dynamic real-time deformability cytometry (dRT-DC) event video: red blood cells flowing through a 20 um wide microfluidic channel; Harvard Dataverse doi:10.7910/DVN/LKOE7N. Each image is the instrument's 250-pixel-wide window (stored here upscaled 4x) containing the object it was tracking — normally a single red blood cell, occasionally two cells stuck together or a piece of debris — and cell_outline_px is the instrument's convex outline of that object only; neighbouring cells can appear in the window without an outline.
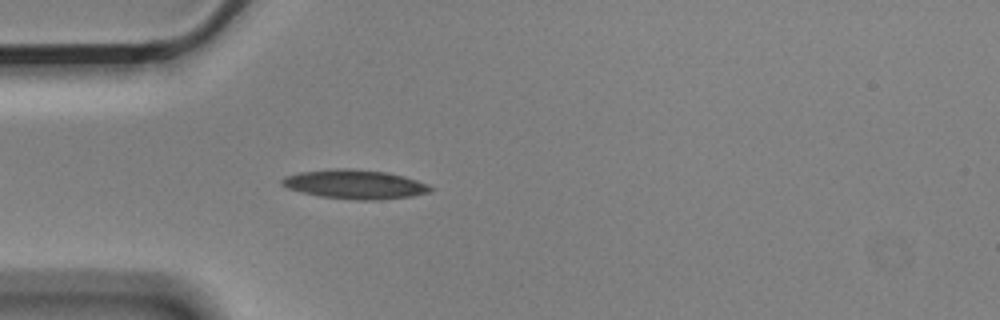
{"species": "Egyptian fruit bat (a non-hibernating species)", "species_latin": "Rousettus aegyptiacus", "temperature_condition": "cold", "stored_images_in_passage": 5, "camera_frame_rate_fps": 3000, "um_per_image_px": 0.085, "animal": {"sex": "male"}, "frame": {"image": 1, "passage_image": 5, "time_ms": 1.333, "image_size_px": [1000, 320], "cell_outline_px": [[436, 188], [428, 192], [412, 196], [380, 200], [356, 200], [320, 196], [300, 192], [288, 188], [280, 184], [280, 180], [284, 176], [300, 172], [336, 168], [348, 168], [384, 172], [404, 176], [428, 184]], "centroid_in_image_um": [30.15, 15.67], "position_along_channel_um": 54.8, "area_um2": 25.26}}